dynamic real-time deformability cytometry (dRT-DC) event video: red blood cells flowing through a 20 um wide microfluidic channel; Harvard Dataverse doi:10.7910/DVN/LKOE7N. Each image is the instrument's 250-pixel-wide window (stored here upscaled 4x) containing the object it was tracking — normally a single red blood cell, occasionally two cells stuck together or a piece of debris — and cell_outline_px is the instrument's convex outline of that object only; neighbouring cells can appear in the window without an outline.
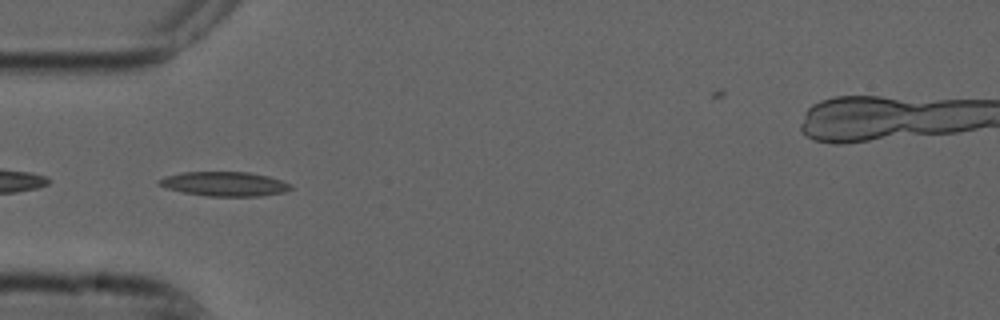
{"species": "common noctule bat (a hibernating species)", "species_latin": "Nyctalus noctula", "temperature_condition": "cold", "stored_images_in_passage": 36, "camera_frame_rate_fps": 3000, "um_per_image_px": 0.085, "animal": {"sex": "male", "forearm_length_mm": 52.5}, "frame": {"image": 1, "passage_image": 1, "time_ms": 0.0, "image_size_px": [1000, 320], "cell_outline_px": [[292, 188], [284, 192], [260, 196], [208, 196], [184, 192], [168, 188], [156, 184], [156, 180], [168, 176], [184, 172], [248, 172], [268, 176], [292, 184]], "centroid_in_image_um": [19.09, 15.63], "position_along_channel_um": 65.9, "area_um2": 18.55}}
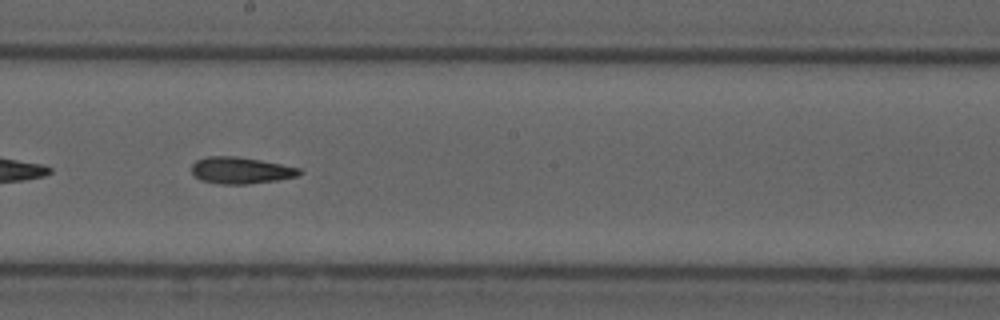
{"frame": {"image": 2, "passage_image": 14, "time_ms": 4.333, "image_size_px": [1000, 320], "cell_outline_px": [[304, 172], [296, 176], [276, 180], [244, 184], [220, 184], [200, 180], [192, 172], [192, 164], [196, 160], [208, 156], [236, 156], [260, 160], [300, 168]], "centroid_in_image_um": [20.45, 14.48], "position_along_channel_um": 227.8, "area_um2": 16.59}}
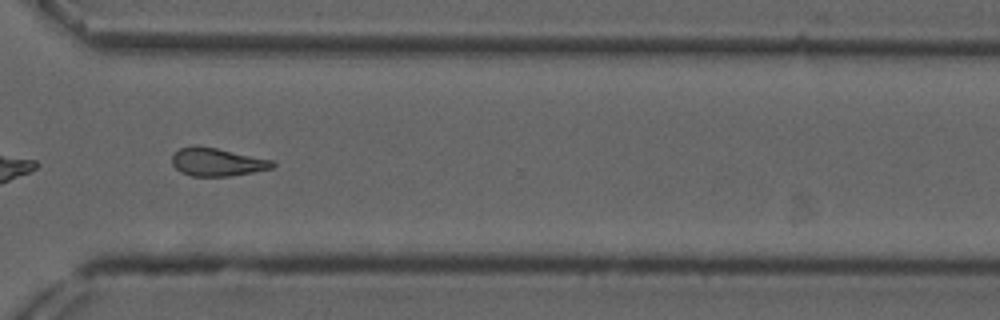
{"frame": {"image": 3, "passage_image": 24, "time_ms": 7.667, "image_size_px": [1000, 320], "cell_outline_px": [[276, 164], [272, 168], [232, 176], [192, 176], [180, 172], [172, 164], [172, 156], [180, 148], [192, 144], [196, 144], [216, 148], [272, 160]], "centroid_in_image_um": [18.42, 13.76], "position_along_channel_um": 352.2, "area_um2": 16.47}}